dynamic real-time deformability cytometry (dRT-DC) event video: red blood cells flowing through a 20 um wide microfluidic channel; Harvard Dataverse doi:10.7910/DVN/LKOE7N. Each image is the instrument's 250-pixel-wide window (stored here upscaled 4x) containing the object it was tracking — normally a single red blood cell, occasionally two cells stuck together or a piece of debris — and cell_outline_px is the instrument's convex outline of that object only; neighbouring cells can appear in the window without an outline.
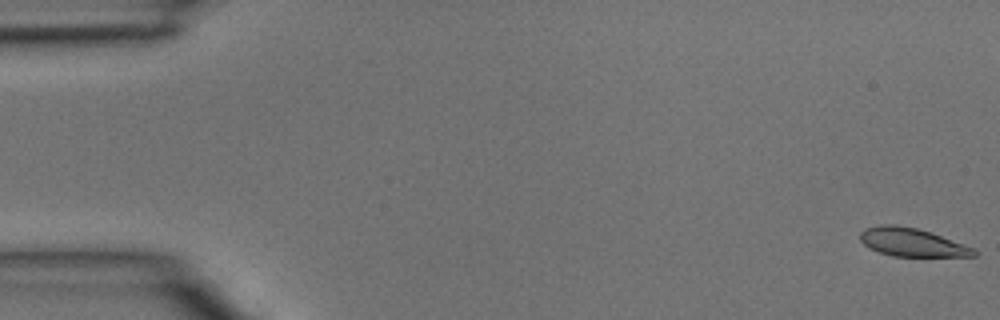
{"species": "common noctule bat (a hibernating species)", "species_latin": "Nyctalus noctula", "temperature_condition": "room temperature", "stored_images_in_passage": 4, "camera_frame_rate_fps": 3000, "um_per_image_px": 0.085, "animal": {"sex": "male", "body_mass_g": 15.6}, "frame": {"image": 1, "passage_image": 1, "time_ms": 0.0, "image_size_px": [1000, 320], "cell_outline_px": [[976, 256], [892, 256], [868, 248], [860, 240], [860, 232], [864, 228], [880, 224], [896, 224], [916, 228], [940, 236], [972, 248], [976, 252]], "centroid_in_image_um": [77.41, 20.58], "position_along_channel_um": 7.6, "area_um2": 18.44}}
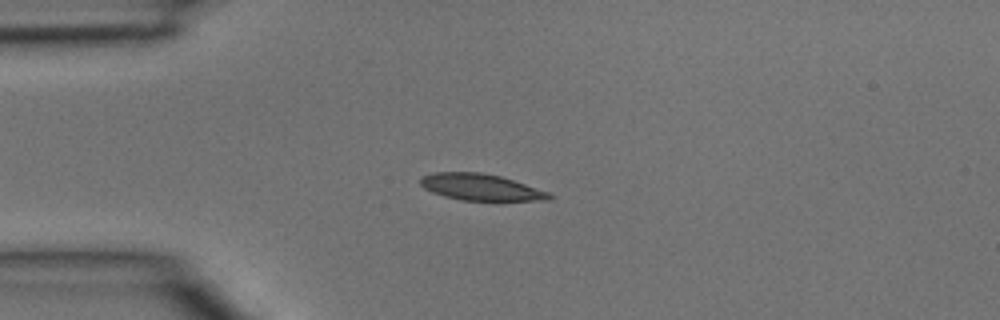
{"frame": {"image": 2, "passage_image": 4, "time_ms": 1.0, "image_size_px": [1000, 320], "cell_outline_px": [[552, 200], [460, 200], [444, 196], [432, 192], [424, 188], [420, 184], [420, 176], [436, 172], [480, 172], [500, 176], [548, 192], [552, 196]], "centroid_in_image_um": [40.81, 15.9], "position_along_channel_um": 44.2, "area_um2": 19.65}}